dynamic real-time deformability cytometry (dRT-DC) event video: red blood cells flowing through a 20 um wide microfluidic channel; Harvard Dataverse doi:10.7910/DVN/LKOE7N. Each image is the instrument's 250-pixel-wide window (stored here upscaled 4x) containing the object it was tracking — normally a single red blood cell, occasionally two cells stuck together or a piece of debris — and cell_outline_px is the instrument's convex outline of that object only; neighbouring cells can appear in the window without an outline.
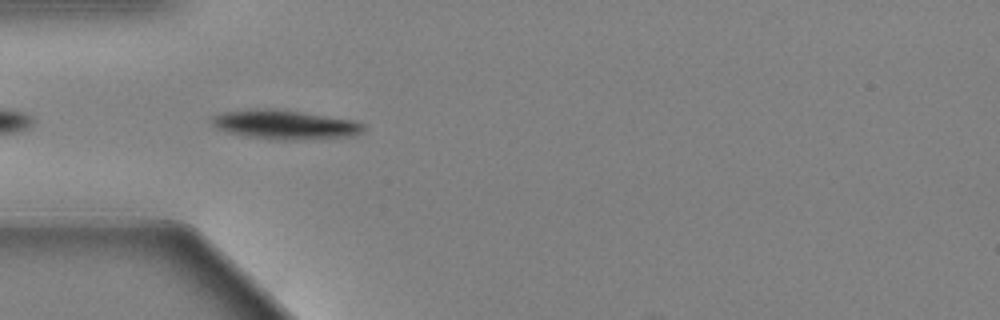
{"species": "Egyptian fruit bat (a non-hibernating species)", "species_latin": "Rousettus aegyptiacus", "temperature_condition": "warm", "stored_images_in_passage": 5, "camera_frame_rate_fps": 3000, "um_per_image_px": 0.085, "animal": {"sex": "female"}, "frame": {"image": 1, "passage_image": 2, "time_ms": 0.333, "image_size_px": [1000, 320], "cell_outline_px": [[364, 128], [360, 132], [340, 136], [244, 136], [228, 132], [216, 128], [208, 120], [212, 116], [220, 112], [252, 108], [276, 108], [352, 120], [364, 124]], "centroid_in_image_um": [24.01, 10.49], "position_along_channel_um": 61.0, "area_um2": 24.04}}